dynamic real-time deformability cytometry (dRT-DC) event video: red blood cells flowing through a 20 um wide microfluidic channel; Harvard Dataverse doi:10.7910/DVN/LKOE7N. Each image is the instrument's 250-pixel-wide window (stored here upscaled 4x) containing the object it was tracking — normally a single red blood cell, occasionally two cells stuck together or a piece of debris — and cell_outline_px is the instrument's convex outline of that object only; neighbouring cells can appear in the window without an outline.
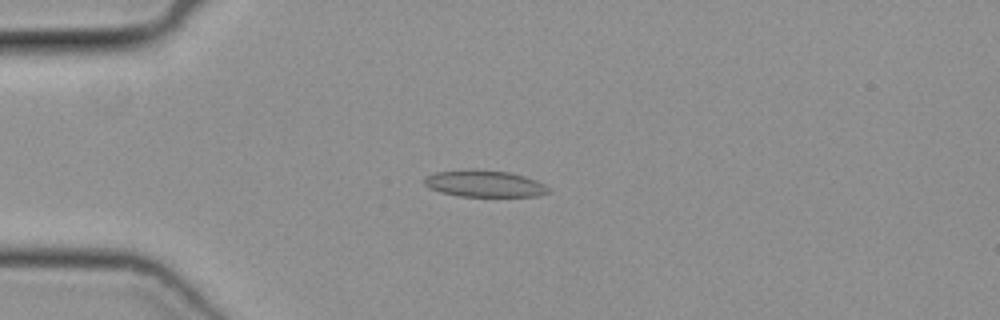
{"species": "common noctule bat (a hibernating species)", "species_latin": "Nyctalus noctula", "temperature_condition": "cold", "stored_images_in_passage": 50, "camera_frame_rate_fps": 3000, "um_per_image_px": 0.085, "animal": {"sex": "female", "body_mass_g": 19.3, "forearm_length_mm": 54.1}, "frame": {"image": 1, "passage_image": 13, "time_ms": 4.0, "image_size_px": [1000, 320], "cell_outline_px": [[552, 192], [536, 196], [456, 196], [440, 192], [428, 188], [424, 184], [424, 176], [436, 172], [508, 172], [524, 176], [536, 180], [544, 184]], "centroid_in_image_um": [41.19, 15.66], "position_along_channel_um": 43.8, "area_um2": 18.5}}
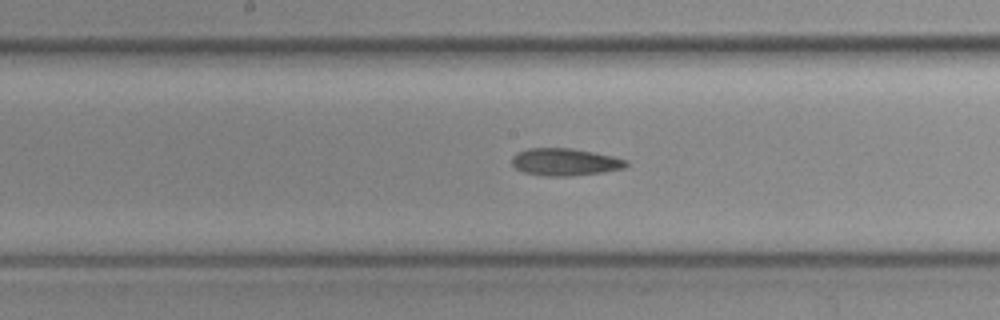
{"frame": {"image": 2, "passage_image": 26, "time_ms": 8.333, "image_size_px": [1000, 320], "cell_outline_px": [[628, 164], [624, 168], [604, 172], [572, 176], [544, 176], [524, 172], [516, 168], [512, 164], [512, 156], [528, 148], [572, 148], [612, 156], [628, 160]], "centroid_in_image_um": [48.04, 13.77], "position_along_channel_um": 200.2, "area_um2": 18.15}}
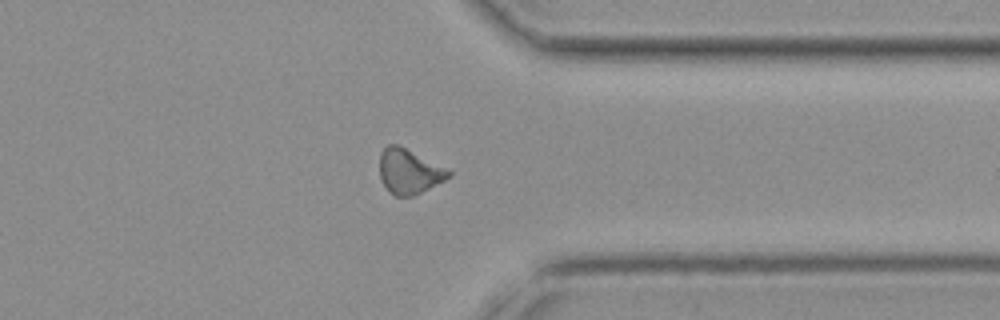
{"frame": {"image": 3, "passage_image": 39, "time_ms": 12.667, "image_size_px": [1000, 320], "cell_outline_px": [[452, 176], [412, 196], [396, 196], [388, 192], [380, 180], [380, 152], [388, 144], [396, 144], [452, 172]], "centroid_in_image_um": [34.71, 14.59], "position_along_channel_um": 376.7, "area_um2": 17.57}}